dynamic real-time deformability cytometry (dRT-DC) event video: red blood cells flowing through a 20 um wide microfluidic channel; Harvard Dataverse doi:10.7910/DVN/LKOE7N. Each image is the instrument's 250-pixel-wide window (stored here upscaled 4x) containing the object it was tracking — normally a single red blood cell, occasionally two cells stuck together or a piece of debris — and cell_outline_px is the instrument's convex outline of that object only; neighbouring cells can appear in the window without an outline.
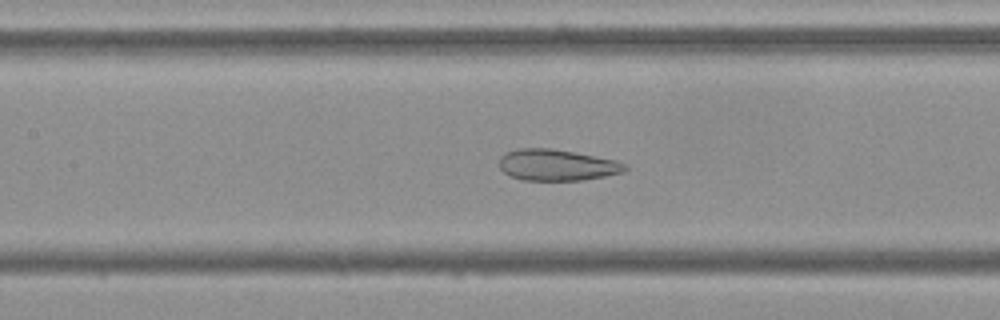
{"species": "Egyptian fruit bat (a non-hibernating species)", "species_latin": "Rousettus aegyptiacus", "temperature_condition": "cold", "stored_images_in_passage": 54, "camera_frame_rate_fps": 3000, "um_per_image_px": 0.085, "frame": {"image": 1, "passage_image": 24, "time_ms": 7.667, "image_size_px": [1000, 320], "cell_outline_px": [[628, 168], [624, 172], [584, 180], [524, 180], [508, 176], [500, 168], [500, 156], [504, 152], [516, 148], [552, 148], [616, 160], [628, 164]], "centroid_in_image_um": [47.32, 14.02], "position_along_channel_um": 160.1, "area_um2": 23.12}}
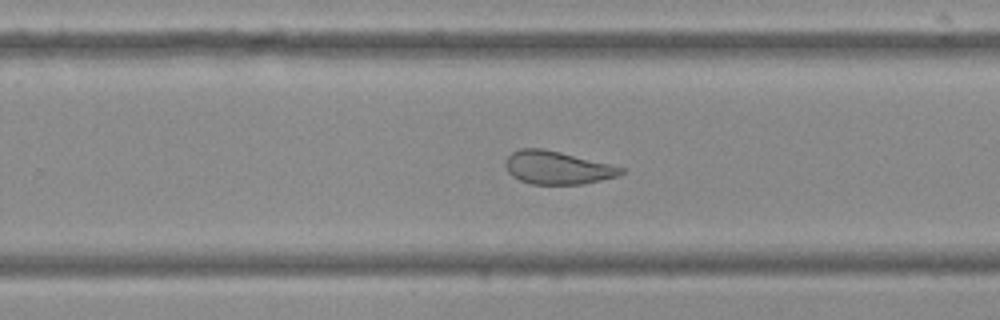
{"frame": {"image": 2, "passage_image": 34, "time_ms": 11.0, "image_size_px": [1000, 320], "cell_outline_px": [[624, 172], [620, 176], [584, 184], [532, 184], [520, 180], [512, 176], [508, 172], [504, 164], [508, 156], [512, 152], [520, 148], [540, 148], [560, 152], [624, 168]], "centroid_in_image_um": [47.35, 14.26], "position_along_channel_um": 282.4, "area_um2": 22.14}}
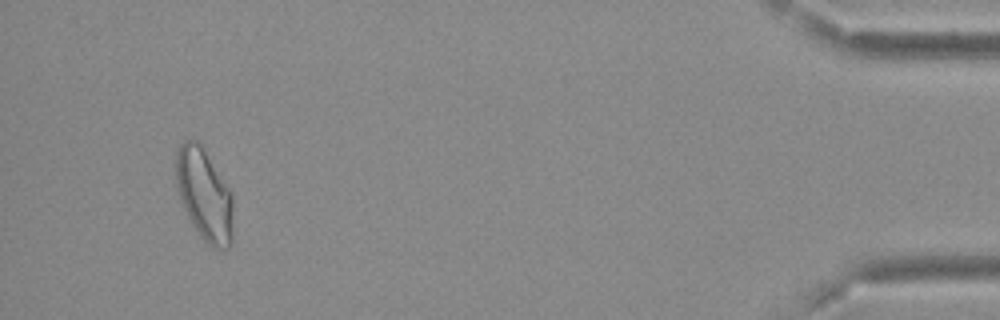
{"frame": {"image": 3, "passage_image": 51, "time_ms": 16.667, "image_size_px": [1000, 320], "cell_outline_px": [[232, 244], [228, 248], [212, 248], [200, 236], [192, 224], [180, 200], [176, 188], [176, 152], [180, 144], [184, 140], [200, 140], [228, 188], [232, 196]], "centroid_in_image_um": [17.35, 16.53], "position_along_channel_um": 417.9, "area_um2": 30.75}, "authors_computed_cell_mechanics": {"area_um2": 27.4839, "velocity_mm_per_s": 3.6778, "shape_relaxation_time_tau1_ms": null, "shape_relaxation_time_tau2_ms": 1.4588, "deformation_change_tau1": null, "deformation_change_tau2": 0.0818}}